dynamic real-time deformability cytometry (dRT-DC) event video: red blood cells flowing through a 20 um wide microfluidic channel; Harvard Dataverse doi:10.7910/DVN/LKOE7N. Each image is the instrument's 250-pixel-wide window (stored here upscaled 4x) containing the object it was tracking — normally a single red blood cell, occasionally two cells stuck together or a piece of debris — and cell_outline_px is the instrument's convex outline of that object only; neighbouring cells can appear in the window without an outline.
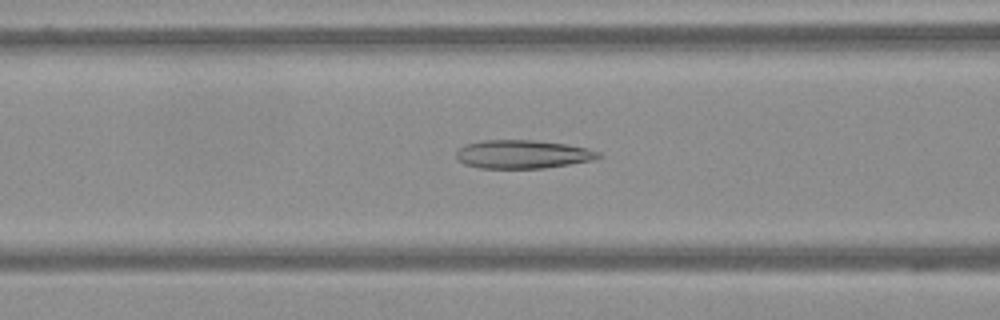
{"species": "Egyptian fruit bat (a non-hibernating species)", "species_latin": "Rousettus aegyptiacus", "temperature_condition": "warm", "stored_images_in_passage": 62, "camera_frame_rate_fps": 3000, "um_per_image_px": 0.085, "frame": {"image": 1, "passage_image": 26, "time_ms": 8.333, "image_size_px": [1000, 320], "cell_outline_px": [[604, 156], [592, 160], [544, 168], [480, 168], [464, 164], [456, 160], [456, 152], [464, 144], [484, 140], [532, 140], [568, 144], [588, 148], [600, 152]], "centroid_in_image_um": [44.42, 13.11], "position_along_channel_um": 122.2, "area_um2": 23.7}}
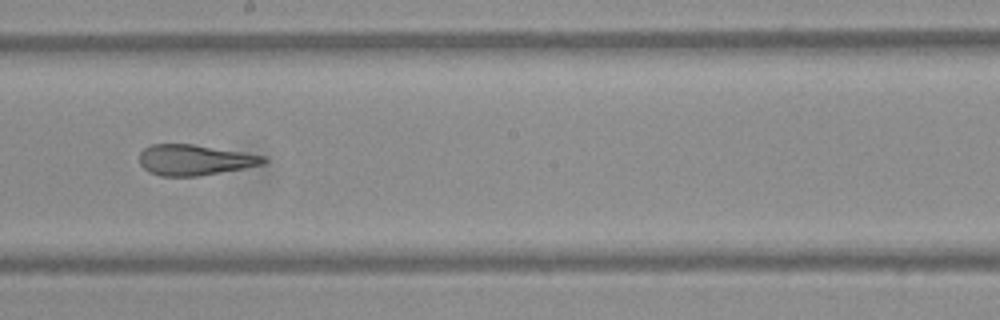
{"frame": {"image": 2, "passage_image": 36, "time_ms": 11.667, "image_size_px": [1000, 320], "cell_outline_px": [[268, 160], [264, 164], [244, 168], [196, 176], [160, 176], [148, 172], [140, 164], [140, 152], [144, 148], [152, 144], [192, 144], [264, 156]], "centroid_in_image_um": [16.51, 13.6], "position_along_channel_um": 231.7, "area_um2": 21.91}}
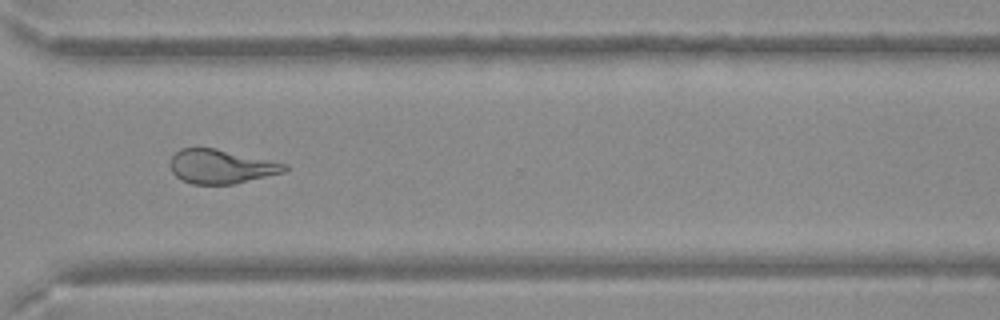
{"frame": {"image": 3, "passage_image": 47, "time_ms": 15.333, "image_size_px": [1000, 320], "cell_outline_px": [[288, 168], [284, 172], [236, 184], [192, 184], [180, 180], [172, 172], [168, 164], [172, 156], [180, 148], [216, 148], [288, 164]], "centroid_in_image_um": [18.77, 14.16], "position_along_channel_um": 351.8, "area_um2": 22.89}}